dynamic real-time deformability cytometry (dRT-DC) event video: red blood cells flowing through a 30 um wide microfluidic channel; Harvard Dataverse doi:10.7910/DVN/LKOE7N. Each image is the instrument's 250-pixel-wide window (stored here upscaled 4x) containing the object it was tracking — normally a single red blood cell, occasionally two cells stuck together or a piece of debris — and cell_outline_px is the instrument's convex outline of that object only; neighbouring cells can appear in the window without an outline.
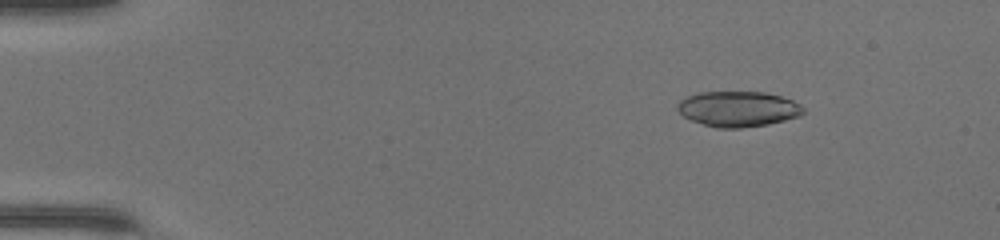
{"species": "common noctule bat (a hibernating species)", "species_latin": "Nyctalus noctula", "temperature_condition": "warm", "stored_images_in_passage": 48, "camera_frame_rate_fps": 3000, "um_per_image_px": 0.085, "animal": {"sex": "female", "body_mass_g": 17.0, "forearm_length_mm": 48.0}, "frame": {"image": 1, "passage_image": 7, "time_ms": 2.0, "image_size_px": [1000, 240], "cell_outline_px": [[804, 112], [800, 116], [768, 124], [740, 128], [716, 128], [692, 120], [684, 116], [676, 108], [676, 104], [684, 96], [700, 92], [764, 92], [780, 96], [792, 100], [800, 104], [804, 108]], "centroid_in_image_um": [62.72, 9.25], "position_along_channel_um": 22.3, "area_um2": 26.01}}
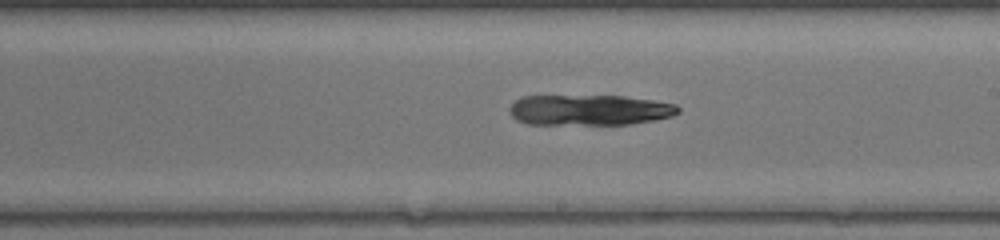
{"frame": {"image": 2, "passage_image": 29, "time_ms": 9.333, "image_size_px": [1000, 240], "cell_outline_px": [[680, 112], [672, 116], [652, 120], [628, 124], [528, 124], [516, 120], [508, 112], [508, 108], [520, 96], [624, 96], [652, 100], [676, 104], [680, 108]], "centroid_in_image_um": [50.07, 9.35], "position_along_channel_um": 238.9, "area_um2": 30.11}}
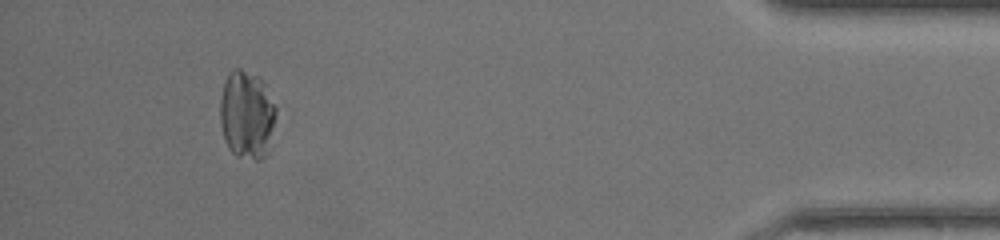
{"frame": {"image": 3, "passage_image": 45, "time_ms": 14.667, "image_size_px": [1000, 240], "cell_outline_px": [[276, 116], [268, 152], [260, 160], [256, 160], [236, 156], [228, 148], [224, 140], [220, 120], [220, 100], [224, 80], [228, 72], [232, 68], [240, 68], [256, 76], [264, 84], [276, 108]], "centroid_in_image_um": [20.96, 9.76], "position_along_channel_um": 414.2, "area_um2": 28.9}}